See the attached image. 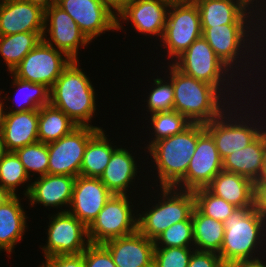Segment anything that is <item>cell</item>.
<instances>
[{
  "instance_id": "cell-1",
  "label": "cell",
  "mask_w": 266,
  "mask_h": 267,
  "mask_svg": "<svg viewBox=\"0 0 266 267\" xmlns=\"http://www.w3.org/2000/svg\"><path fill=\"white\" fill-rule=\"evenodd\" d=\"M255 32L256 25H222L202 27V37L208 42L219 59L225 65H227L237 76H239L240 79L245 83V85H247V87H249V83L252 87L254 86L253 88H251V91L254 92V89L258 88L256 87V85L259 86L258 83L260 82L262 84L261 88L260 86L258 88L260 92L262 87L266 85V74L264 73L262 68H259L260 65L258 63L256 53ZM262 75L264 76L262 77ZM256 76H258V78ZM260 79L263 83L260 81ZM246 81L249 82L246 83Z\"/></svg>"
},
{
  "instance_id": "cell-2",
  "label": "cell",
  "mask_w": 266,
  "mask_h": 267,
  "mask_svg": "<svg viewBox=\"0 0 266 267\" xmlns=\"http://www.w3.org/2000/svg\"><path fill=\"white\" fill-rule=\"evenodd\" d=\"M263 89H265L264 92ZM263 89L260 92L257 91L258 94L255 91L251 92L249 98L243 100L244 103L240 101L231 104L219 117L204 124L205 130L212 136L222 160L231 153L237 152L252 143L266 129V117L264 116L266 113L264 112L266 109L264 100H266V98H263V96H266V88L264 87ZM259 94L264 95L259 99ZM256 95L259 100L256 98ZM252 96L258 102L263 98V107L257 106L258 102H256V107L259 108L257 109L254 107L256 111L253 110L255 104L253 101H255V99ZM260 107L264 108L263 111Z\"/></svg>"
},
{
  "instance_id": "cell-3",
  "label": "cell",
  "mask_w": 266,
  "mask_h": 267,
  "mask_svg": "<svg viewBox=\"0 0 266 267\" xmlns=\"http://www.w3.org/2000/svg\"><path fill=\"white\" fill-rule=\"evenodd\" d=\"M172 64L184 74L215 86L232 104L248 98L249 93L253 92L250 91L251 86L243 85V81L219 59L202 36Z\"/></svg>"
},
{
  "instance_id": "cell-4",
  "label": "cell",
  "mask_w": 266,
  "mask_h": 267,
  "mask_svg": "<svg viewBox=\"0 0 266 267\" xmlns=\"http://www.w3.org/2000/svg\"><path fill=\"white\" fill-rule=\"evenodd\" d=\"M166 67L174 90L173 110L191 123H209L232 104L215 86L184 74L172 63Z\"/></svg>"
},
{
  "instance_id": "cell-5",
  "label": "cell",
  "mask_w": 266,
  "mask_h": 267,
  "mask_svg": "<svg viewBox=\"0 0 266 267\" xmlns=\"http://www.w3.org/2000/svg\"><path fill=\"white\" fill-rule=\"evenodd\" d=\"M79 64V60H72L63 69L50 89V104L62 110L78 126L103 129L91 123L98 109L96 89Z\"/></svg>"
},
{
  "instance_id": "cell-6",
  "label": "cell",
  "mask_w": 266,
  "mask_h": 267,
  "mask_svg": "<svg viewBox=\"0 0 266 267\" xmlns=\"http://www.w3.org/2000/svg\"><path fill=\"white\" fill-rule=\"evenodd\" d=\"M265 249L266 219L254 208H237L224 221V240L218 253L222 262L227 266L240 260L256 259L265 256Z\"/></svg>"
},
{
  "instance_id": "cell-7",
  "label": "cell",
  "mask_w": 266,
  "mask_h": 267,
  "mask_svg": "<svg viewBox=\"0 0 266 267\" xmlns=\"http://www.w3.org/2000/svg\"><path fill=\"white\" fill-rule=\"evenodd\" d=\"M198 123H191L181 133L153 143L145 154L150 155L151 164L156 171L153 185L175 187L186 175L191 157L196 150ZM153 159V160H152ZM159 183V185H158Z\"/></svg>"
},
{
  "instance_id": "cell-8",
  "label": "cell",
  "mask_w": 266,
  "mask_h": 267,
  "mask_svg": "<svg viewBox=\"0 0 266 267\" xmlns=\"http://www.w3.org/2000/svg\"><path fill=\"white\" fill-rule=\"evenodd\" d=\"M155 191L160 192L157 198L155 195L149 206L143 205L145 211L141 210L137 218V230L153 241L171 225L187 220L195 207L193 191L174 187H158Z\"/></svg>"
},
{
  "instance_id": "cell-9",
  "label": "cell",
  "mask_w": 266,
  "mask_h": 267,
  "mask_svg": "<svg viewBox=\"0 0 266 267\" xmlns=\"http://www.w3.org/2000/svg\"><path fill=\"white\" fill-rule=\"evenodd\" d=\"M202 36L198 6L193 0H172L167 12L166 25L159 41L167 64L172 63L188 47Z\"/></svg>"
},
{
  "instance_id": "cell-10",
  "label": "cell",
  "mask_w": 266,
  "mask_h": 267,
  "mask_svg": "<svg viewBox=\"0 0 266 267\" xmlns=\"http://www.w3.org/2000/svg\"><path fill=\"white\" fill-rule=\"evenodd\" d=\"M129 195H115L107 201L93 222L88 226V238L92 244H102L113 238L137 231L140 209H135Z\"/></svg>"
},
{
  "instance_id": "cell-11",
  "label": "cell",
  "mask_w": 266,
  "mask_h": 267,
  "mask_svg": "<svg viewBox=\"0 0 266 267\" xmlns=\"http://www.w3.org/2000/svg\"><path fill=\"white\" fill-rule=\"evenodd\" d=\"M49 214L46 244L40 245L44 259L58 255L82 254L91 244L88 227L67 212ZM50 217V218H49Z\"/></svg>"
},
{
  "instance_id": "cell-12",
  "label": "cell",
  "mask_w": 266,
  "mask_h": 267,
  "mask_svg": "<svg viewBox=\"0 0 266 267\" xmlns=\"http://www.w3.org/2000/svg\"><path fill=\"white\" fill-rule=\"evenodd\" d=\"M222 170V159L212 136L205 130L204 124L198 123L196 150L185 177L174 188L184 191L206 188Z\"/></svg>"
},
{
  "instance_id": "cell-13",
  "label": "cell",
  "mask_w": 266,
  "mask_h": 267,
  "mask_svg": "<svg viewBox=\"0 0 266 267\" xmlns=\"http://www.w3.org/2000/svg\"><path fill=\"white\" fill-rule=\"evenodd\" d=\"M99 130L78 126L68 135L48 143V174L79 176L86 146Z\"/></svg>"
},
{
  "instance_id": "cell-14",
  "label": "cell",
  "mask_w": 266,
  "mask_h": 267,
  "mask_svg": "<svg viewBox=\"0 0 266 267\" xmlns=\"http://www.w3.org/2000/svg\"><path fill=\"white\" fill-rule=\"evenodd\" d=\"M72 60L43 40L11 72L15 77L50 89Z\"/></svg>"
},
{
  "instance_id": "cell-15",
  "label": "cell",
  "mask_w": 266,
  "mask_h": 267,
  "mask_svg": "<svg viewBox=\"0 0 266 267\" xmlns=\"http://www.w3.org/2000/svg\"><path fill=\"white\" fill-rule=\"evenodd\" d=\"M42 40L63 52L71 60L79 61V50L81 51V48L91 43L81 32L77 23L56 4L45 9Z\"/></svg>"
},
{
  "instance_id": "cell-16",
  "label": "cell",
  "mask_w": 266,
  "mask_h": 267,
  "mask_svg": "<svg viewBox=\"0 0 266 267\" xmlns=\"http://www.w3.org/2000/svg\"><path fill=\"white\" fill-rule=\"evenodd\" d=\"M56 5L77 23L90 42L117 31V15L99 0H57Z\"/></svg>"
},
{
  "instance_id": "cell-17",
  "label": "cell",
  "mask_w": 266,
  "mask_h": 267,
  "mask_svg": "<svg viewBox=\"0 0 266 267\" xmlns=\"http://www.w3.org/2000/svg\"><path fill=\"white\" fill-rule=\"evenodd\" d=\"M172 0H133L117 14V32L123 30V23L131 22L132 28L146 38L163 37L167 12ZM160 37V38H159Z\"/></svg>"
},
{
  "instance_id": "cell-18",
  "label": "cell",
  "mask_w": 266,
  "mask_h": 267,
  "mask_svg": "<svg viewBox=\"0 0 266 267\" xmlns=\"http://www.w3.org/2000/svg\"><path fill=\"white\" fill-rule=\"evenodd\" d=\"M198 6L201 27L256 25L253 0H193Z\"/></svg>"
},
{
  "instance_id": "cell-19",
  "label": "cell",
  "mask_w": 266,
  "mask_h": 267,
  "mask_svg": "<svg viewBox=\"0 0 266 267\" xmlns=\"http://www.w3.org/2000/svg\"><path fill=\"white\" fill-rule=\"evenodd\" d=\"M45 9L27 0H0V36L44 33Z\"/></svg>"
},
{
  "instance_id": "cell-20",
  "label": "cell",
  "mask_w": 266,
  "mask_h": 267,
  "mask_svg": "<svg viewBox=\"0 0 266 267\" xmlns=\"http://www.w3.org/2000/svg\"><path fill=\"white\" fill-rule=\"evenodd\" d=\"M112 195L100 178L79 175L68 212L88 227Z\"/></svg>"
},
{
  "instance_id": "cell-21",
  "label": "cell",
  "mask_w": 266,
  "mask_h": 267,
  "mask_svg": "<svg viewBox=\"0 0 266 267\" xmlns=\"http://www.w3.org/2000/svg\"><path fill=\"white\" fill-rule=\"evenodd\" d=\"M75 180L76 177L69 175L46 174L35 177L26 197L29 207L40 204L45 208L48 207V210L52 207L56 208L57 213L67 212L72 201ZM58 209L60 210L58 211Z\"/></svg>"
},
{
  "instance_id": "cell-22",
  "label": "cell",
  "mask_w": 266,
  "mask_h": 267,
  "mask_svg": "<svg viewBox=\"0 0 266 267\" xmlns=\"http://www.w3.org/2000/svg\"><path fill=\"white\" fill-rule=\"evenodd\" d=\"M102 245L110 252L117 267H153L154 241L138 230L105 241Z\"/></svg>"
},
{
  "instance_id": "cell-23",
  "label": "cell",
  "mask_w": 266,
  "mask_h": 267,
  "mask_svg": "<svg viewBox=\"0 0 266 267\" xmlns=\"http://www.w3.org/2000/svg\"><path fill=\"white\" fill-rule=\"evenodd\" d=\"M25 212L19 195H0V253L4 251L11 256L17 244L24 239L29 227V217Z\"/></svg>"
},
{
  "instance_id": "cell-24",
  "label": "cell",
  "mask_w": 266,
  "mask_h": 267,
  "mask_svg": "<svg viewBox=\"0 0 266 267\" xmlns=\"http://www.w3.org/2000/svg\"><path fill=\"white\" fill-rule=\"evenodd\" d=\"M118 146L112 153L100 180L112 194L131 195L132 190L130 192L129 188L133 189L131 187H134L136 179L141 180L137 175L140 173L138 170L141 169V166L137 165L138 161L135 159L137 157L133 155L135 152L133 153L129 148H123L122 145Z\"/></svg>"
},
{
  "instance_id": "cell-25",
  "label": "cell",
  "mask_w": 266,
  "mask_h": 267,
  "mask_svg": "<svg viewBox=\"0 0 266 267\" xmlns=\"http://www.w3.org/2000/svg\"><path fill=\"white\" fill-rule=\"evenodd\" d=\"M266 160V129L249 145L226 156L223 171L236 173L253 182L262 174Z\"/></svg>"
},
{
  "instance_id": "cell-26",
  "label": "cell",
  "mask_w": 266,
  "mask_h": 267,
  "mask_svg": "<svg viewBox=\"0 0 266 267\" xmlns=\"http://www.w3.org/2000/svg\"><path fill=\"white\" fill-rule=\"evenodd\" d=\"M39 110L7 112L1 132L6 152L35 143L38 140Z\"/></svg>"
},
{
  "instance_id": "cell-27",
  "label": "cell",
  "mask_w": 266,
  "mask_h": 267,
  "mask_svg": "<svg viewBox=\"0 0 266 267\" xmlns=\"http://www.w3.org/2000/svg\"><path fill=\"white\" fill-rule=\"evenodd\" d=\"M206 188L237 208L254 207V182L239 174L222 170Z\"/></svg>"
},
{
  "instance_id": "cell-28",
  "label": "cell",
  "mask_w": 266,
  "mask_h": 267,
  "mask_svg": "<svg viewBox=\"0 0 266 267\" xmlns=\"http://www.w3.org/2000/svg\"><path fill=\"white\" fill-rule=\"evenodd\" d=\"M10 76L13 78L11 81V86H14V89H16L14 90L16 91L14 93L16 96L9 98L7 93H5L7 96H3L5 102H10V99L12 102L15 101V104L13 103L9 106L6 103V109L8 112L18 113L28 110H39L43 106L50 104L49 87L44 84L21 80L15 77L12 73Z\"/></svg>"
},
{
  "instance_id": "cell-29",
  "label": "cell",
  "mask_w": 266,
  "mask_h": 267,
  "mask_svg": "<svg viewBox=\"0 0 266 267\" xmlns=\"http://www.w3.org/2000/svg\"><path fill=\"white\" fill-rule=\"evenodd\" d=\"M105 132L104 129H100L89 140L82 159L81 176L100 178L110 161L112 153L118 148Z\"/></svg>"
},
{
  "instance_id": "cell-30",
  "label": "cell",
  "mask_w": 266,
  "mask_h": 267,
  "mask_svg": "<svg viewBox=\"0 0 266 267\" xmlns=\"http://www.w3.org/2000/svg\"><path fill=\"white\" fill-rule=\"evenodd\" d=\"M191 218L195 250L218 254L224 240V223L205 216L196 207Z\"/></svg>"
},
{
  "instance_id": "cell-31",
  "label": "cell",
  "mask_w": 266,
  "mask_h": 267,
  "mask_svg": "<svg viewBox=\"0 0 266 267\" xmlns=\"http://www.w3.org/2000/svg\"><path fill=\"white\" fill-rule=\"evenodd\" d=\"M42 37L43 33L33 32L0 36V56L9 74L42 41Z\"/></svg>"
},
{
  "instance_id": "cell-32",
  "label": "cell",
  "mask_w": 266,
  "mask_h": 267,
  "mask_svg": "<svg viewBox=\"0 0 266 267\" xmlns=\"http://www.w3.org/2000/svg\"><path fill=\"white\" fill-rule=\"evenodd\" d=\"M78 125L62 110L51 104L39 109L38 140L45 144L54 142L71 133Z\"/></svg>"
},
{
  "instance_id": "cell-33",
  "label": "cell",
  "mask_w": 266,
  "mask_h": 267,
  "mask_svg": "<svg viewBox=\"0 0 266 267\" xmlns=\"http://www.w3.org/2000/svg\"><path fill=\"white\" fill-rule=\"evenodd\" d=\"M31 182L17 154L6 152L0 160V195L16 196L19 186H22L25 188L23 199L27 201Z\"/></svg>"
},
{
  "instance_id": "cell-34",
  "label": "cell",
  "mask_w": 266,
  "mask_h": 267,
  "mask_svg": "<svg viewBox=\"0 0 266 267\" xmlns=\"http://www.w3.org/2000/svg\"><path fill=\"white\" fill-rule=\"evenodd\" d=\"M145 120H148V122L151 126H148L146 128H149L152 131H150L149 135V141L145 144L144 151H147V149L155 142L173 136L175 134L181 133L184 129H186L191 122L182 114L179 112L172 110V111H164V112H155L150 114V116H147V113ZM149 117V119H148ZM154 131V132H153ZM152 132V133H151ZM152 137V138H151ZM153 139V140H152Z\"/></svg>"
},
{
  "instance_id": "cell-35",
  "label": "cell",
  "mask_w": 266,
  "mask_h": 267,
  "mask_svg": "<svg viewBox=\"0 0 266 267\" xmlns=\"http://www.w3.org/2000/svg\"><path fill=\"white\" fill-rule=\"evenodd\" d=\"M15 153L31 180L35 178V175L41 177L48 174V144L37 141L17 149Z\"/></svg>"
},
{
  "instance_id": "cell-36",
  "label": "cell",
  "mask_w": 266,
  "mask_h": 267,
  "mask_svg": "<svg viewBox=\"0 0 266 267\" xmlns=\"http://www.w3.org/2000/svg\"><path fill=\"white\" fill-rule=\"evenodd\" d=\"M195 196V207L205 216L217 221H224L229 218L237 209L223 198L212 194L207 188L193 191Z\"/></svg>"
},
{
  "instance_id": "cell-37",
  "label": "cell",
  "mask_w": 266,
  "mask_h": 267,
  "mask_svg": "<svg viewBox=\"0 0 266 267\" xmlns=\"http://www.w3.org/2000/svg\"><path fill=\"white\" fill-rule=\"evenodd\" d=\"M168 79V80H167ZM153 86H151V91L146 93V108L148 114L155 112L172 111L174 107V90L171 79L169 77L163 76V78H153ZM155 85V86H154Z\"/></svg>"
},
{
  "instance_id": "cell-38",
  "label": "cell",
  "mask_w": 266,
  "mask_h": 267,
  "mask_svg": "<svg viewBox=\"0 0 266 267\" xmlns=\"http://www.w3.org/2000/svg\"><path fill=\"white\" fill-rule=\"evenodd\" d=\"M155 247H194L193 222L191 216L171 225L155 240Z\"/></svg>"
},
{
  "instance_id": "cell-39",
  "label": "cell",
  "mask_w": 266,
  "mask_h": 267,
  "mask_svg": "<svg viewBox=\"0 0 266 267\" xmlns=\"http://www.w3.org/2000/svg\"><path fill=\"white\" fill-rule=\"evenodd\" d=\"M194 247H155L153 267H188Z\"/></svg>"
},
{
  "instance_id": "cell-40",
  "label": "cell",
  "mask_w": 266,
  "mask_h": 267,
  "mask_svg": "<svg viewBox=\"0 0 266 267\" xmlns=\"http://www.w3.org/2000/svg\"><path fill=\"white\" fill-rule=\"evenodd\" d=\"M254 7L256 9V46H258L256 47L257 59L259 61L258 63L260 68L262 67L264 69L263 71L266 73V2H254Z\"/></svg>"
},
{
  "instance_id": "cell-41",
  "label": "cell",
  "mask_w": 266,
  "mask_h": 267,
  "mask_svg": "<svg viewBox=\"0 0 266 267\" xmlns=\"http://www.w3.org/2000/svg\"><path fill=\"white\" fill-rule=\"evenodd\" d=\"M85 267H117L110 252L102 244H90L84 251Z\"/></svg>"
},
{
  "instance_id": "cell-42",
  "label": "cell",
  "mask_w": 266,
  "mask_h": 267,
  "mask_svg": "<svg viewBox=\"0 0 266 267\" xmlns=\"http://www.w3.org/2000/svg\"><path fill=\"white\" fill-rule=\"evenodd\" d=\"M188 267H226V265L217 253L194 250Z\"/></svg>"
},
{
  "instance_id": "cell-43",
  "label": "cell",
  "mask_w": 266,
  "mask_h": 267,
  "mask_svg": "<svg viewBox=\"0 0 266 267\" xmlns=\"http://www.w3.org/2000/svg\"><path fill=\"white\" fill-rule=\"evenodd\" d=\"M45 260L41 264L42 267H85L84 252L78 255L50 256Z\"/></svg>"
},
{
  "instance_id": "cell-44",
  "label": "cell",
  "mask_w": 266,
  "mask_h": 267,
  "mask_svg": "<svg viewBox=\"0 0 266 267\" xmlns=\"http://www.w3.org/2000/svg\"><path fill=\"white\" fill-rule=\"evenodd\" d=\"M266 219V183H254V207Z\"/></svg>"
},
{
  "instance_id": "cell-45",
  "label": "cell",
  "mask_w": 266,
  "mask_h": 267,
  "mask_svg": "<svg viewBox=\"0 0 266 267\" xmlns=\"http://www.w3.org/2000/svg\"><path fill=\"white\" fill-rule=\"evenodd\" d=\"M265 256L256 258V259H248V260H240L237 262H233L229 265H227L226 267H266V261H263L262 259H266L264 258Z\"/></svg>"
},
{
  "instance_id": "cell-46",
  "label": "cell",
  "mask_w": 266,
  "mask_h": 267,
  "mask_svg": "<svg viewBox=\"0 0 266 267\" xmlns=\"http://www.w3.org/2000/svg\"><path fill=\"white\" fill-rule=\"evenodd\" d=\"M106 5L114 14H119L133 0H99Z\"/></svg>"
},
{
  "instance_id": "cell-47",
  "label": "cell",
  "mask_w": 266,
  "mask_h": 267,
  "mask_svg": "<svg viewBox=\"0 0 266 267\" xmlns=\"http://www.w3.org/2000/svg\"><path fill=\"white\" fill-rule=\"evenodd\" d=\"M4 91L3 89L0 91V133L3 130V126L5 123V119H6V115H7V109H6V102L3 98V96H1V94L3 95Z\"/></svg>"
},
{
  "instance_id": "cell-48",
  "label": "cell",
  "mask_w": 266,
  "mask_h": 267,
  "mask_svg": "<svg viewBox=\"0 0 266 267\" xmlns=\"http://www.w3.org/2000/svg\"><path fill=\"white\" fill-rule=\"evenodd\" d=\"M27 1L40 5L43 9H46V8H49L53 4H56L57 0H27Z\"/></svg>"
},
{
  "instance_id": "cell-49",
  "label": "cell",
  "mask_w": 266,
  "mask_h": 267,
  "mask_svg": "<svg viewBox=\"0 0 266 267\" xmlns=\"http://www.w3.org/2000/svg\"><path fill=\"white\" fill-rule=\"evenodd\" d=\"M254 183H266V160H265V165L263 167L262 174L260 175L259 179L255 181Z\"/></svg>"
},
{
  "instance_id": "cell-50",
  "label": "cell",
  "mask_w": 266,
  "mask_h": 267,
  "mask_svg": "<svg viewBox=\"0 0 266 267\" xmlns=\"http://www.w3.org/2000/svg\"><path fill=\"white\" fill-rule=\"evenodd\" d=\"M5 153H6V150L4 147L3 137H2V134L0 133V160L2 159Z\"/></svg>"
},
{
  "instance_id": "cell-51",
  "label": "cell",
  "mask_w": 266,
  "mask_h": 267,
  "mask_svg": "<svg viewBox=\"0 0 266 267\" xmlns=\"http://www.w3.org/2000/svg\"><path fill=\"white\" fill-rule=\"evenodd\" d=\"M254 2H266V0H254Z\"/></svg>"
}]
</instances>
